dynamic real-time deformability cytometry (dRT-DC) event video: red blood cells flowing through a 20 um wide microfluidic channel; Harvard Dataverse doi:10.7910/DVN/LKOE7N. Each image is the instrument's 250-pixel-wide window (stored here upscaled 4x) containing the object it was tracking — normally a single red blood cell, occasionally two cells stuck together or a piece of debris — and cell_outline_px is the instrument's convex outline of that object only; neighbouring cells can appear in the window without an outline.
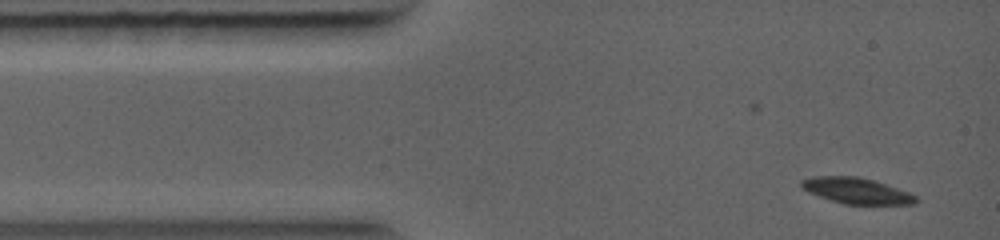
{"species": "common noctule bat (a hibernating species)", "species_latin": "Nyctalus noctula", "temperature_condition": "warm", "stored_images_in_passage": 2, "camera_frame_rate_fps": 5000, "um_per_image_px": 0.085, "animal": {"sex": "female", "body_mass_g": 19.0, "forearm_length_mm": 56.7}, "frame": {"image": 1, "passage_image": 2, "time_ms": 0.6, "image_size_px": [1000, 240], "cell_outline_px": [[920, 200], [916, 204], [844, 204], [808, 192], [800, 188], [800, 180], [816, 176], [856, 176], [872, 180], [908, 192], [916, 196]], "centroid_in_image_um": [72.79, 16.21], "position_along_channel_um": 12.2, "area_um2": 17.11}}